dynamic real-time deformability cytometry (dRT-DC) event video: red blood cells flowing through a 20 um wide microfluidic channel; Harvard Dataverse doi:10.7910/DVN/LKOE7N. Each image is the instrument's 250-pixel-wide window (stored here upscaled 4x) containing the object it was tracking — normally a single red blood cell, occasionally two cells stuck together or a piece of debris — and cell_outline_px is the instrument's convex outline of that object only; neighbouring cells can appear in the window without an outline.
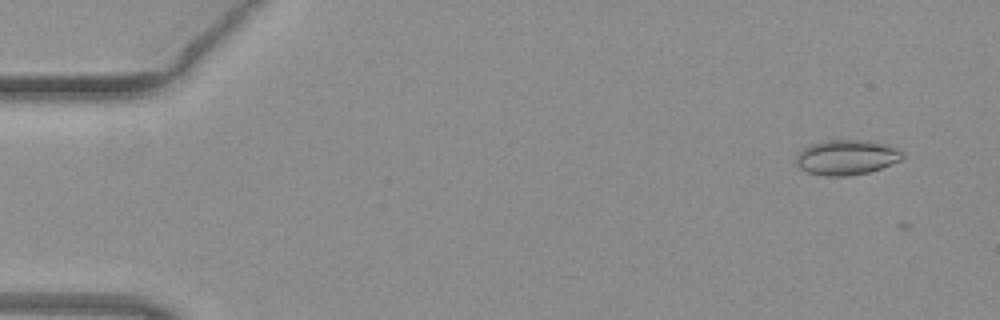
{"species": "common noctule bat (a hibernating species)", "species_latin": "Nyctalus noctula", "temperature_condition": "warm", "stored_images_in_passage": 5, "camera_frame_rate_fps": 3000, "um_per_image_px": 0.085, "animal": {"sex": "female", "body_mass_g": 19.3, "forearm_length_mm": 54.1}, "frame": {"image": 1, "passage_image": 4, "time_ms": 1.0, "image_size_px": [1000, 320], "cell_outline_px": [[904, 156], [900, 160], [880, 168], [868, 172], [848, 176], [824, 176], [808, 172], [800, 168], [796, 164], [796, 156], [804, 148], [812, 144], [824, 140], [868, 140], [884, 144], [896, 148], [904, 152]], "centroid_in_image_um": [71.95, 13.37], "position_along_channel_um": 13.0, "area_um2": 21.62}}